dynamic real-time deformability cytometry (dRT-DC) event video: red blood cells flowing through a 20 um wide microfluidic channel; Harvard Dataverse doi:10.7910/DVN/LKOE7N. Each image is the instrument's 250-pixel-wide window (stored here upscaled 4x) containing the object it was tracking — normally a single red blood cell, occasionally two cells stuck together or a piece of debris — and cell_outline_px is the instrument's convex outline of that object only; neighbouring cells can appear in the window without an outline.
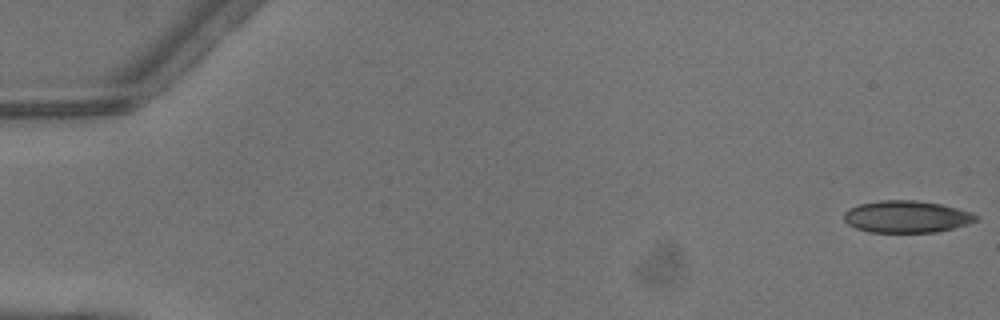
{"species": "common noctule bat (a hibernating species)", "species_latin": "Nyctalus noctula", "temperature_condition": "warm", "stored_images_in_passage": 5, "camera_frame_rate_fps": 3000, "um_per_image_px": 0.085, "animal": {"sex": "male", "body_mass_g": 13.3}, "frame": {"image": 1, "passage_image": 1, "time_ms": 0.0, "image_size_px": [1000, 320], "cell_outline_px": [[980, 220], [968, 224], [936, 232], [868, 232], [856, 228], [848, 224], [844, 220], [844, 212], [848, 208], [860, 204], [880, 200], [916, 200], [940, 204], [972, 212], [980, 216]], "centroid_in_image_um": [77.08, 18.42], "position_along_channel_um": 7.9, "area_um2": 24.74}}
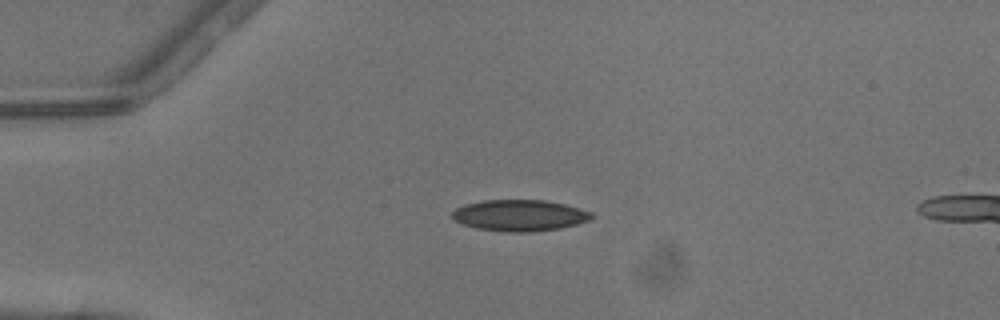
{"frame": {"image": 2, "passage_image": 4, "time_ms": 1.0, "image_size_px": [1000, 320], "cell_outline_px": [[596, 216], [588, 220], [576, 224], [560, 228], [532, 232], [508, 232], [476, 228], [452, 220], [452, 212], [456, 208], [464, 204], [484, 200], [544, 200], [564, 204], [592, 212]], "centroid_in_image_um": [44.15, 18.31], "position_along_channel_um": 40.8, "area_um2": 25.43}}